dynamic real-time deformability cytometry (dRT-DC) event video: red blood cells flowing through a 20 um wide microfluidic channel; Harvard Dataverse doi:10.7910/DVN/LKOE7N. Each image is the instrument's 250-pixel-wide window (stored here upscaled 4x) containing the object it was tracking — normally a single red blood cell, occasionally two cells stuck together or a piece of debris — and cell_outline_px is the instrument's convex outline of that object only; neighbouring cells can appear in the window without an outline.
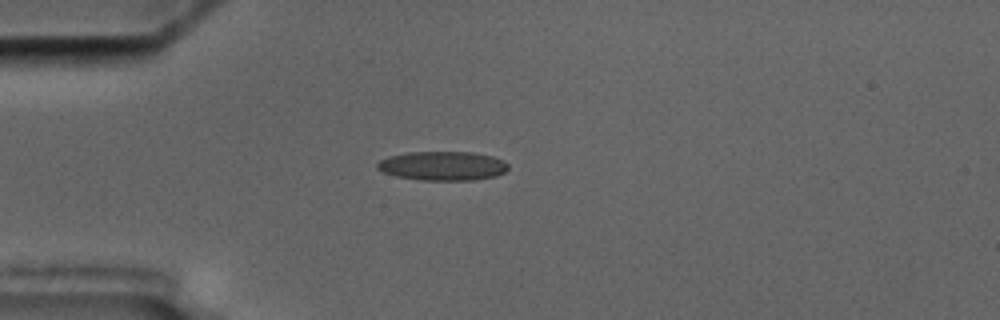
{"species": "common noctule bat (a hibernating species)", "species_latin": "Nyctalus noctula", "temperature_condition": "cold", "stored_images_in_passage": 9, "camera_frame_rate_fps": 3000, "um_per_image_px": 0.085, "animal": {"sex": "male", "body_mass_g": 17.5, "forearm_length_mm": 52.3}, "frame": {"image": 1, "passage_image": 2, "time_ms": 1.333, "image_size_px": [1000, 320], "cell_outline_px": [[508, 168], [504, 172], [496, 176], [472, 180], [420, 180], [396, 176], [384, 172], [376, 168], [376, 164], [380, 160], [388, 156], [408, 152], [472, 152], [492, 156], [504, 160], [508, 164]], "centroid_in_image_um": [37.62, 14.09], "position_along_channel_um": 47.4, "area_um2": 22.25}}
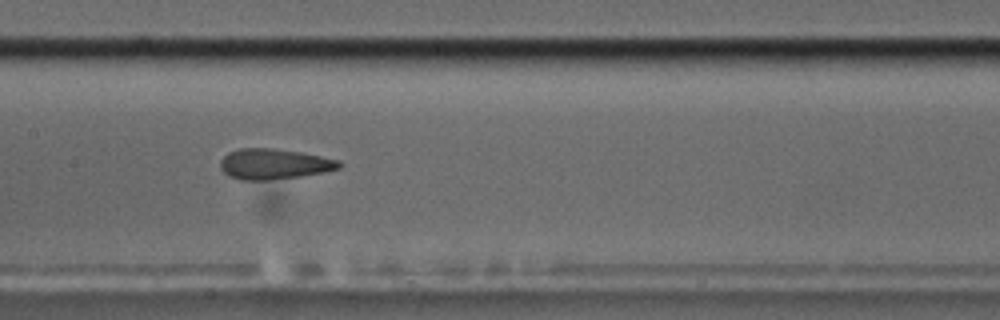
{"frame": {"image": 2, "passage_image": 6, "time_ms": 5.667, "image_size_px": [1000, 320], "cell_outline_px": [[340, 168], [324, 172], [300, 176], [268, 180], [240, 180], [228, 176], [220, 168], [220, 160], [228, 152], [240, 148], [272, 148], [300, 152], [340, 160]], "centroid_in_image_um": [23.26, 13.94], "position_along_channel_um": 184.1, "area_um2": 21.1}}
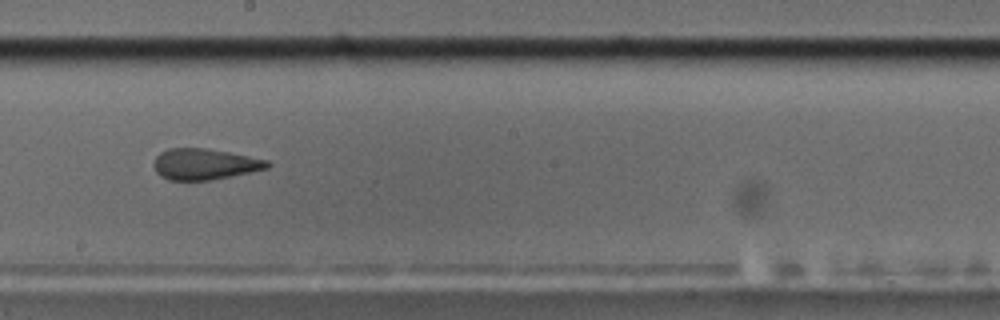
{"frame": {"image": 3, "passage_image": 7, "time_ms": 7.0, "image_size_px": [1000, 320], "cell_outline_px": [[272, 164], [268, 168], [232, 176], [212, 180], [168, 180], [160, 176], [156, 172], [152, 164], [156, 156], [160, 152], [168, 148], [208, 148], [268, 160]], "centroid_in_image_um": [17.37, 13.95], "position_along_channel_um": 230.8, "area_um2": 20.69}}